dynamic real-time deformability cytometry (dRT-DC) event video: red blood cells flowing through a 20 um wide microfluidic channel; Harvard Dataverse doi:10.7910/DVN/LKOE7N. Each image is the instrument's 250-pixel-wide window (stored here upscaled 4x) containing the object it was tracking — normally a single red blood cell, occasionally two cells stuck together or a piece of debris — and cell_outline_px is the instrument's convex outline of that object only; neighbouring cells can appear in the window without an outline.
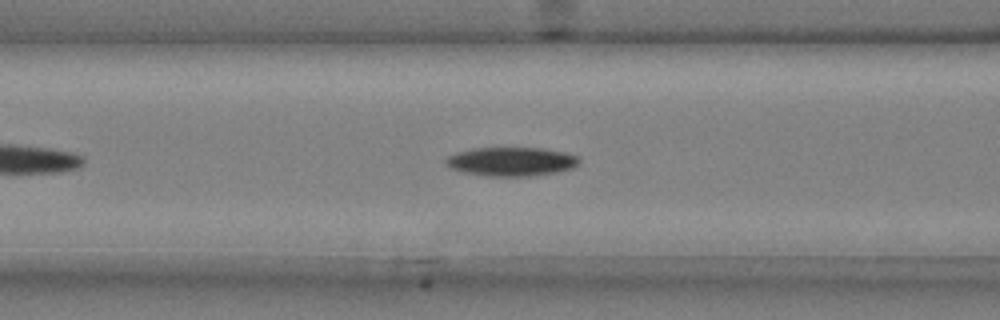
{"species": "common noctule bat (a hibernating species)", "species_latin": "Nyctalus noctula", "temperature_condition": "cold", "stored_images_in_passage": 36, "camera_frame_rate_fps": 3000, "um_per_image_px": 0.085, "animal": {"sex": "male", "body_mass_g": 20.4}, "frame": {"image": 1, "passage_image": 11, "time_ms": 3.333, "image_size_px": [1000, 320], "cell_outline_px": [[580, 164], [572, 168], [556, 172], [528, 176], [484, 176], [464, 172], [452, 168], [444, 160], [448, 156], [456, 152], [472, 148], [544, 148], [564, 152], [580, 156]], "centroid_in_image_um": [43.5, 13.72], "position_along_channel_um": 123.1, "area_um2": 22.48}}
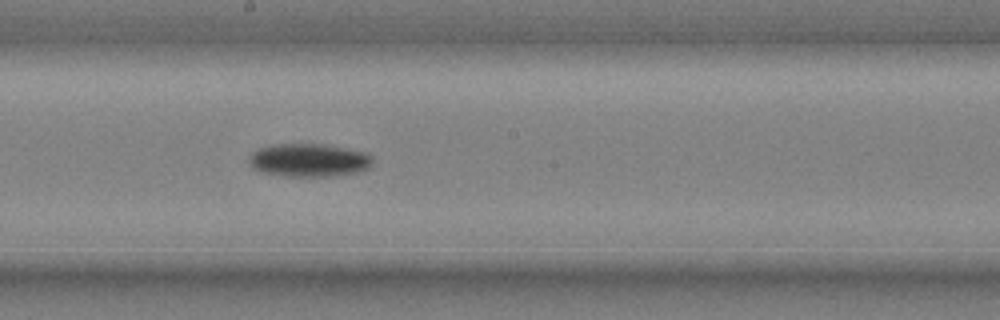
{"frame": {"image": 2, "passage_image": 19, "time_ms": 6.0, "image_size_px": [1000, 320], "cell_outline_px": [[372, 168], [360, 172], [336, 176], [284, 176], [264, 172], [252, 168], [248, 164], [248, 156], [256, 148], [272, 144], [324, 144], [368, 152], [372, 156]], "centroid_in_image_um": [26.27, 13.61], "position_along_channel_um": 221.9, "area_um2": 24.45}}
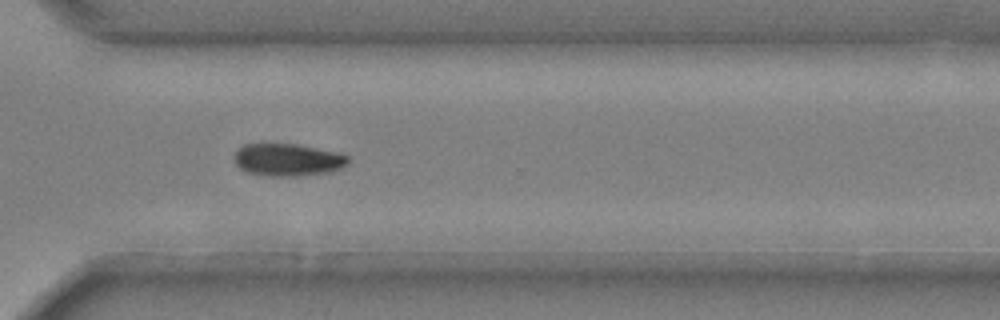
{"frame": {"image": 3, "passage_image": 29, "time_ms": 9.333, "image_size_px": [1000, 320], "cell_outline_px": [[348, 164], [332, 172], [300, 176], [268, 176], [248, 172], [240, 168], [236, 164], [236, 152], [244, 144], [296, 144], [340, 152], [348, 156]], "centroid_in_image_um": [24.52, 13.59], "position_along_channel_um": 346.1, "area_um2": 21.5}}